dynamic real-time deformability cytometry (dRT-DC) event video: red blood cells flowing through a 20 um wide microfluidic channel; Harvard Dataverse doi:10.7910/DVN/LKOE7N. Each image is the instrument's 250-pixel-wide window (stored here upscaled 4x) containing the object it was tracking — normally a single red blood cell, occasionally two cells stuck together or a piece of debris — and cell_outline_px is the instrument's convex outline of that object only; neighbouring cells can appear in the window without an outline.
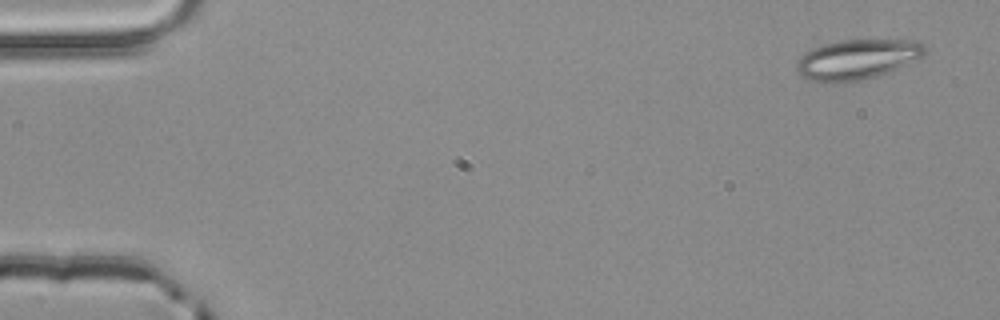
{"species": "common noctule bat (a hibernating species)", "species_latin": "Nyctalus noctula", "temperature_condition": "room temperature", "stored_images_in_passage": 4, "camera_frame_rate_fps": 3000, "um_per_image_px": 0.085, "animal": {"sex": "male", "body_mass_g": 20.4}, "frame": {"image": 1, "passage_image": 1, "time_ms": 0.0, "image_size_px": [1000, 320], "cell_outline_px": [[928, 48], [920, 56], [888, 72], [864, 80], [840, 84], [832, 84], [812, 80], [804, 76], [796, 68], [796, 64], [812, 48], [824, 44], [840, 40], [920, 40]], "centroid_in_image_um": [72.87, 5.05], "position_along_channel_um": 12.1, "area_um2": 29.59}}